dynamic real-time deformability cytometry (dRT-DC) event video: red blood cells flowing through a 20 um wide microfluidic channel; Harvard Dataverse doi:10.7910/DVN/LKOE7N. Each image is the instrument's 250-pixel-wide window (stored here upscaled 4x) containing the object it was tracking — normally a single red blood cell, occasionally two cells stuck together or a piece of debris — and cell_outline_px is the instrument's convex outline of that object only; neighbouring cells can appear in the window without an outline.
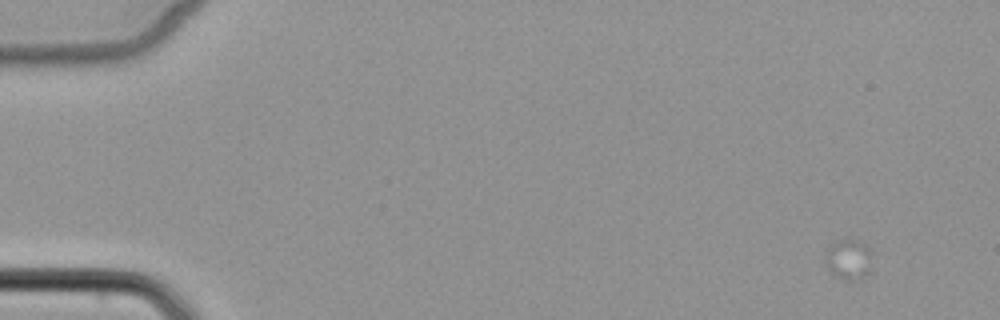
{"species": "common noctule bat (a hibernating species)", "species_latin": "Nyctalus noctula", "temperature_condition": "cold", "stored_images_in_passage": 3, "camera_frame_rate_fps": 3000, "um_per_image_px": 0.085, "animal": {"sex": "female", "body_mass_g": 22.7, "forearm_length_mm": 54.2}, "frame": {"image": 1, "passage_image": 1, "time_ms": 0.0, "image_size_px": [1000, 320], "cell_outline_px": [[868, 272], [864, 276], [852, 280], [844, 280], [832, 272], [828, 268], [828, 252], [832, 244], [836, 240], [860, 240], [868, 248]], "centroid_in_image_um": [72.12, 22.03], "position_along_channel_um": 12.9, "area_um2": 10.06}}